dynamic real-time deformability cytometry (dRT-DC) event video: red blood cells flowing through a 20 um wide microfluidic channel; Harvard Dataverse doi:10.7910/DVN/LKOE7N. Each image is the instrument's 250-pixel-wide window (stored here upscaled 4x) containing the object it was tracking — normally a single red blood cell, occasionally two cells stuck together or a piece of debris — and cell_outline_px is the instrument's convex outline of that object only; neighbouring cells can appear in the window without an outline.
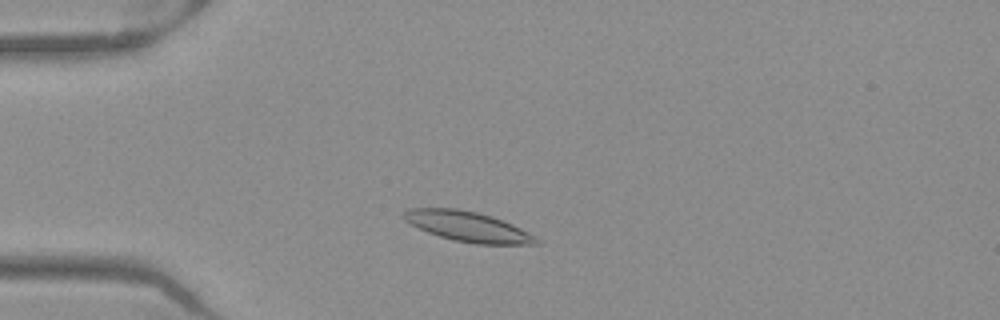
{"species": "Egyptian fruit bat (a non-hibernating species)", "species_latin": "Rousettus aegyptiacus", "temperature_condition": "warm", "stored_images_in_passage": 46, "camera_frame_rate_fps": 3000, "um_per_image_px": 0.085, "frame": {"image": 1, "passage_image": 8, "time_ms": 2.333, "image_size_px": [1000, 320], "cell_outline_px": [[540, 244], [476, 244], [452, 240], [428, 232], [404, 220], [400, 216], [400, 212], [408, 208], [456, 208], [476, 212], [492, 216], [512, 224], [536, 236], [540, 240]], "centroid_in_image_um": [39.74, 19.25], "position_along_channel_um": 45.3, "area_um2": 23.29}}
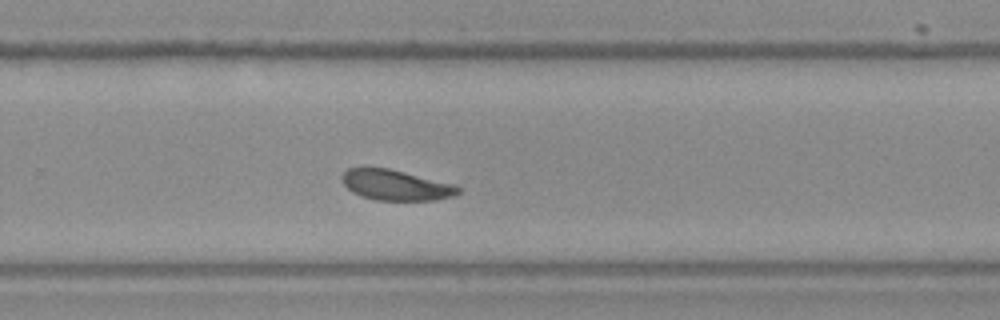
{"frame": {"image": 2, "passage_image": 29, "time_ms": 9.333, "image_size_px": [1000, 320], "cell_outline_px": [[460, 192], [456, 196], [436, 200], [376, 200], [360, 196], [352, 192], [340, 180], [340, 176], [348, 168], [388, 168], [456, 184], [460, 188]], "centroid_in_image_um": [33.66, 15.74], "position_along_channel_um": 296.1, "area_um2": 20.81}}
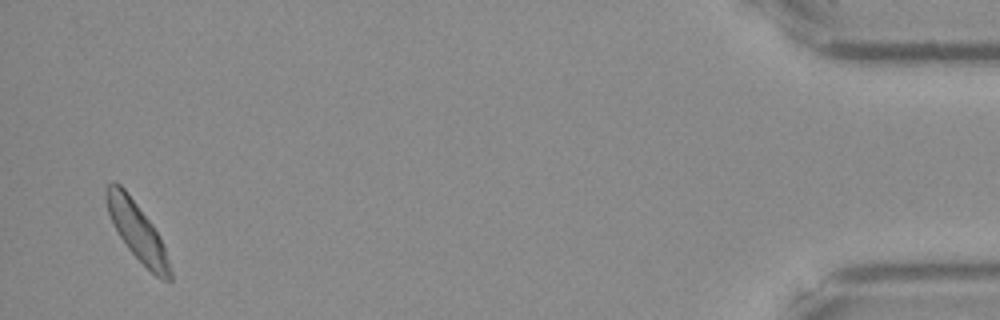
{"frame": {"image": 3, "passage_image": 45, "time_ms": 14.667, "image_size_px": [1000, 320], "cell_outline_px": [[172, 280], [160, 280], [128, 248], [120, 236], [108, 212], [104, 196], [104, 188], [112, 180], [120, 184], [124, 188], [152, 224], [160, 236], [172, 272]], "centroid_in_image_um": [11.64, 19.61], "position_along_channel_um": 423.6, "area_um2": 21.1}, "authors_computed_cell_mechanics": {"area_um2": 21.2126, "velocity_mm_per_s": 3.9055, "shape_relaxation_time_tau1_ms": 2.3574, "shape_relaxation_time_tau2_ms": null, "deformation_change_tau1": 0.0882, "deformation_change_tau2": null}}